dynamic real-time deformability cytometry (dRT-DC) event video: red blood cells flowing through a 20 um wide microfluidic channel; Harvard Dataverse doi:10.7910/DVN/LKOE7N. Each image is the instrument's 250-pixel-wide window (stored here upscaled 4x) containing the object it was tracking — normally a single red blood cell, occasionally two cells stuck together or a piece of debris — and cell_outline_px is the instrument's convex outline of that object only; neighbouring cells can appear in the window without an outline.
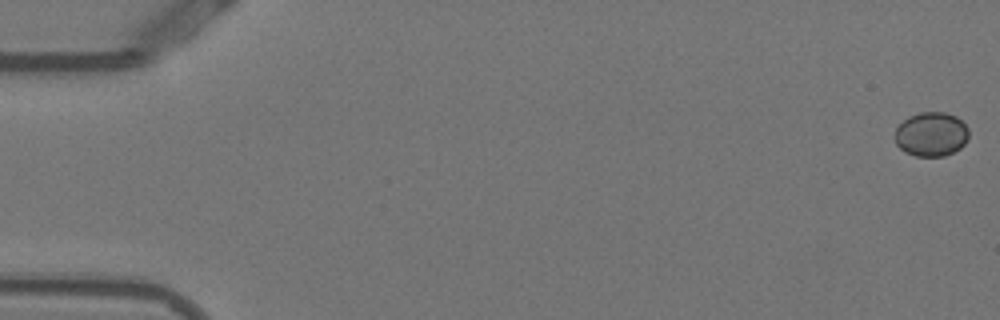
{"species": "Egyptian fruit bat (a non-hibernating species)", "species_latin": "Rousettus aegyptiacus", "temperature_condition": "warm", "stored_images_in_passage": 53, "camera_frame_rate_fps": 3000, "um_per_image_px": 0.085, "animal": {"sex": "female"}, "frame": {"image": 1, "passage_image": 1, "time_ms": 0.0, "image_size_px": [1000, 320], "cell_outline_px": [[968, 140], [960, 148], [944, 156], [916, 156], [904, 152], [896, 144], [896, 128], [908, 116], [920, 112], [944, 112], [956, 116], [968, 128]], "centroid_in_image_um": [79.16, 11.41], "position_along_channel_um": 5.8, "area_um2": 19.02}}
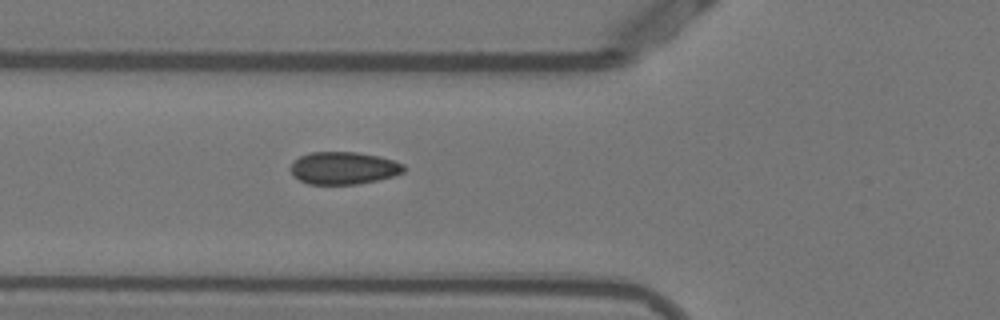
{"frame": {"image": 2, "passage_image": 20, "time_ms": 6.333, "image_size_px": [1000, 320], "cell_outline_px": [[404, 172], [392, 176], [376, 180], [356, 184], [308, 184], [300, 180], [288, 168], [292, 160], [300, 156], [312, 152], [356, 152], [380, 156], [404, 164]], "centroid_in_image_um": [29.17, 14.27], "position_along_channel_um": 96.6, "area_um2": 21.39}}
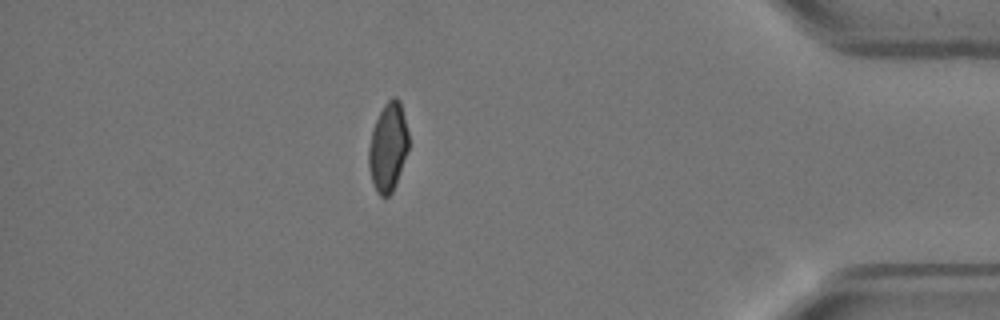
{"frame": {"image": 3, "passage_image": 47, "time_ms": 15.333, "image_size_px": [1000, 320], "cell_outline_px": [[408, 148], [396, 184], [392, 192], [388, 196], [380, 196], [376, 192], [368, 168], [368, 148], [372, 128], [384, 104], [392, 96], [396, 96], [400, 100], [408, 132]], "centroid_in_image_um": [32.97, 12.49], "position_along_channel_um": 402.2, "area_um2": 20.63}, "authors_computed_cell_mechanics": {"area_um2": 20.9814, "velocity_mm_per_s": 3.8465, "shape_relaxation_time_tau1_ms": 4.7807, "shape_relaxation_time_tau2_ms": null, "deformation_change_tau1": 0.1213, "deformation_change_tau2": null}}